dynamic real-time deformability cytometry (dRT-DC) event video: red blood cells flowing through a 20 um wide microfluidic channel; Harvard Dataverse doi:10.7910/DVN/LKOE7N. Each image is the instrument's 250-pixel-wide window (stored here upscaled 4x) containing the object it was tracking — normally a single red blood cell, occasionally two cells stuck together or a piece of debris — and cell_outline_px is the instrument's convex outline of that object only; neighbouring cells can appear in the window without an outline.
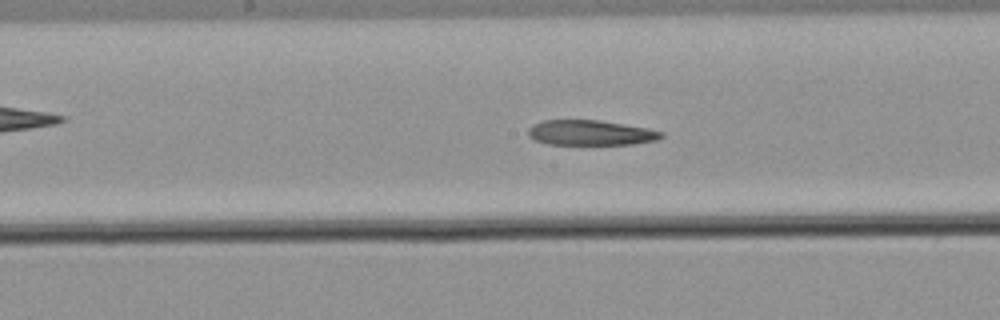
{"species": "common noctule bat (a hibernating species)", "species_latin": "Nyctalus noctula", "temperature_condition": "warm", "stored_images_in_passage": 26, "camera_frame_rate_fps": 3000, "um_per_image_px": 0.085, "animal": {"sex": "male", "body_mass_g": 21.5, "forearm_length_mm": 52.0}, "frame": {"image": 1, "passage_image": 12, "time_ms": 3.667, "image_size_px": [1000, 320], "cell_outline_px": [[664, 136], [656, 140], [632, 144], [548, 144], [532, 140], [528, 136], [528, 128], [532, 124], [544, 120], [600, 120], [648, 128], [664, 132]], "centroid_in_image_um": [50.17, 11.28], "position_along_channel_um": 198.0, "area_um2": 19.59}}
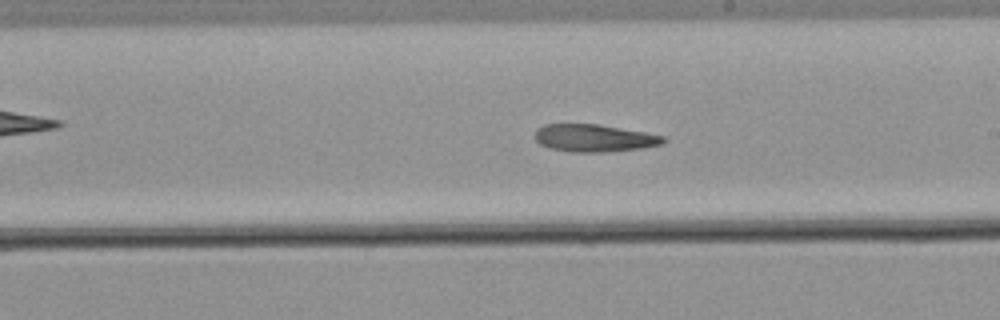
{"frame": {"image": 2, "passage_image": 15, "time_ms": 4.667, "image_size_px": [1000, 320], "cell_outline_px": [[664, 140], [660, 144], [640, 148], [604, 152], [572, 152], [552, 148], [540, 144], [536, 140], [536, 128], [544, 124], [596, 124], [644, 132], [664, 136]], "centroid_in_image_um": [50.46, 11.73], "position_along_channel_um": 238.5, "area_um2": 20.17}}